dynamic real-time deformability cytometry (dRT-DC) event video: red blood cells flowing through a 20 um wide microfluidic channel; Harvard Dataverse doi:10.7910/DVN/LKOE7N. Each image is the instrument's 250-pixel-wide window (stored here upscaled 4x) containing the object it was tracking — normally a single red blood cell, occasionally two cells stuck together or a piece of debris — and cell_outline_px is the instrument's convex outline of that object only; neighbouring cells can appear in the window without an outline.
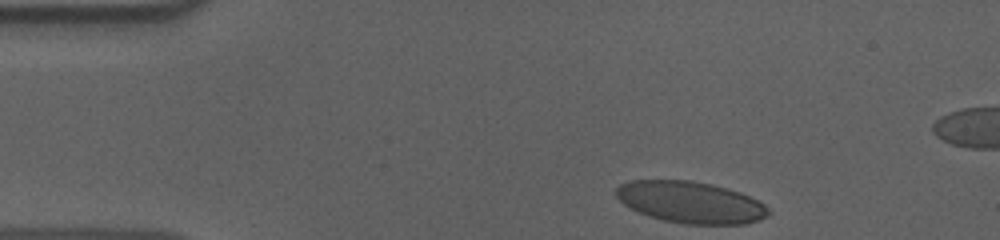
{"species": "human", "species_latin": "Homo sapiens", "temperature_condition": "cold", "stored_images_in_passage": 39, "camera_frame_rate_fps": 3000, "um_per_image_px": 0.085, "donor": {"sex": "male"}, "frame": {"image": 1, "passage_image": 1, "time_ms": 0.0, "image_size_px": [1000, 240], "cell_outline_px": [[772, 212], [760, 220], [744, 224], [684, 224], [664, 220], [648, 216], [624, 204], [616, 196], [616, 188], [620, 184], [632, 180], [692, 180], [712, 184], [728, 188], [740, 192], [764, 204]], "centroid_in_image_um": [58.71, 17.19], "position_along_channel_um": 26.3, "area_um2": 36.93}}
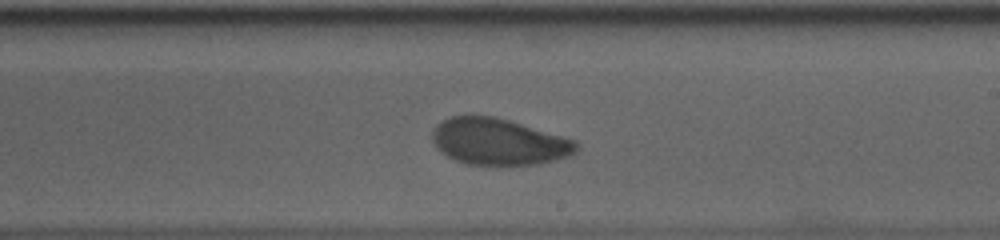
{"frame": {"image": 2, "passage_image": 25, "time_ms": 8.0, "image_size_px": [1000, 240], "cell_outline_px": [[580, 148], [572, 156], [536, 164], [504, 168], [468, 164], [456, 160], [448, 156], [432, 140], [432, 128], [436, 124], [448, 116], [492, 116], [508, 120], [576, 140], [580, 144]], "centroid_in_image_um": [42.43, 12.08], "position_along_channel_um": 246.6, "area_um2": 39.71}}
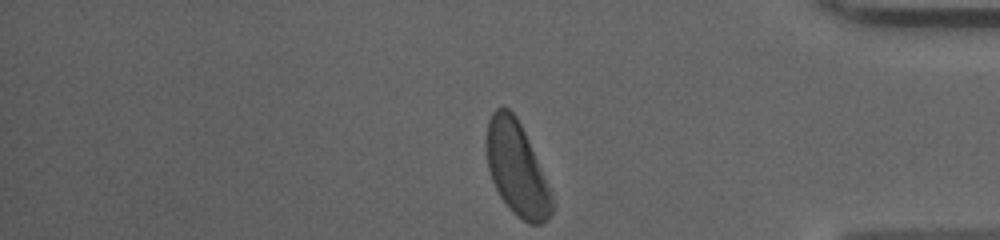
{"frame": {"image": 3, "passage_image": 39, "time_ms": 12.667, "image_size_px": [1000, 240], "cell_outline_px": [[552, 212], [540, 224], [528, 224], [516, 216], [508, 208], [500, 196], [492, 180], [488, 168], [484, 144], [488, 120], [492, 112], [496, 108], [508, 108], [516, 116], [528, 140], [548, 188], [552, 200]], "centroid_in_image_um": [43.85, 14.32], "position_along_channel_um": 391.3, "area_um2": 35.14}, "authors_computed_cell_mechanics": {"area_um2": 39.6508, "velocity_mm_per_s": 3.6031, "shape_relaxation_time_tau1_ms": 4.0072, "shape_relaxation_time_tau2_ms": 1.7903, "deformation_change_tau1": 0.1309, "deformation_change_tau2": 0.0579}}